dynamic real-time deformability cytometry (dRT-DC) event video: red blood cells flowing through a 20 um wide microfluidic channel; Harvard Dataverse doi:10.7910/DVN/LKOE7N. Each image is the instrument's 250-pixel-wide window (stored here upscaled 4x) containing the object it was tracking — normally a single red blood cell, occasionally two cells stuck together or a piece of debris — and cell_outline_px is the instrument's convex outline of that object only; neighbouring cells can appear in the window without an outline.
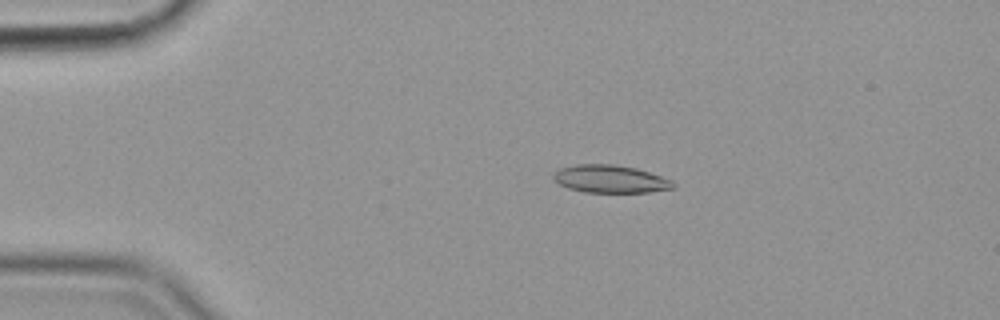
{"species": "common noctule bat (a hibernating species)", "species_latin": "Nyctalus noctula", "temperature_condition": "cold", "stored_images_in_passage": 48, "camera_frame_rate_fps": 3000, "um_per_image_px": 0.085, "animal": {"sex": "female", "body_mass_g": 19.9}, "frame": {"image": 1, "passage_image": 3, "time_ms": 0.667, "image_size_px": [1000, 320], "cell_outline_px": [[676, 188], [648, 192], [584, 192], [568, 188], [560, 184], [552, 176], [552, 172], [560, 168], [576, 164], [612, 164], [636, 168], [672, 180], [676, 184]], "centroid_in_image_um": [51.87, 15.21], "position_along_channel_um": 33.1, "area_um2": 19.36}}
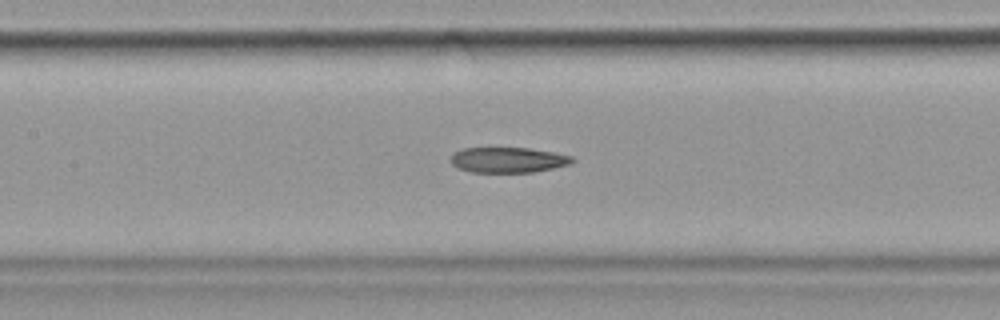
{"frame": {"image": 2, "passage_image": 18, "time_ms": 5.667, "image_size_px": [1000, 320], "cell_outline_px": [[576, 160], [572, 164], [532, 172], [472, 172], [456, 168], [452, 164], [452, 156], [456, 152], [464, 148], [528, 148], [556, 152], [572, 156]], "centroid_in_image_um": [43.24, 13.59], "position_along_channel_um": 164.2, "area_um2": 17.98}}
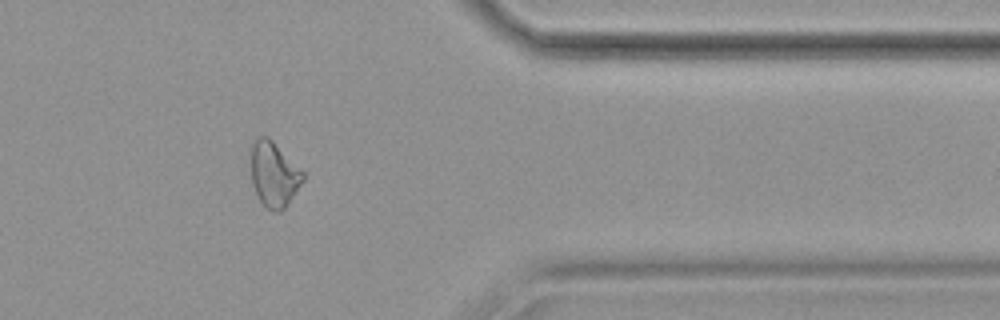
{"frame": {"image": 3, "passage_image": 38, "time_ms": 12.333, "image_size_px": [1000, 320], "cell_outline_px": [[304, 180], [284, 208], [280, 212], [272, 212], [260, 200], [252, 184], [252, 144], [260, 136], [268, 136], [304, 172]], "centroid_in_image_um": [23.3, 14.82], "position_along_channel_um": 388.1, "area_um2": 19.31}, "authors_computed_cell_mechanics": {"area_um2": 19.4208, "velocity_mm_per_s": 3.581, "shape_relaxation_time_tau1_ms": null, "shape_relaxation_time_tau2_ms": 10.7689, "deformation_change_tau1": null, "deformation_change_tau2": 0.1998}}